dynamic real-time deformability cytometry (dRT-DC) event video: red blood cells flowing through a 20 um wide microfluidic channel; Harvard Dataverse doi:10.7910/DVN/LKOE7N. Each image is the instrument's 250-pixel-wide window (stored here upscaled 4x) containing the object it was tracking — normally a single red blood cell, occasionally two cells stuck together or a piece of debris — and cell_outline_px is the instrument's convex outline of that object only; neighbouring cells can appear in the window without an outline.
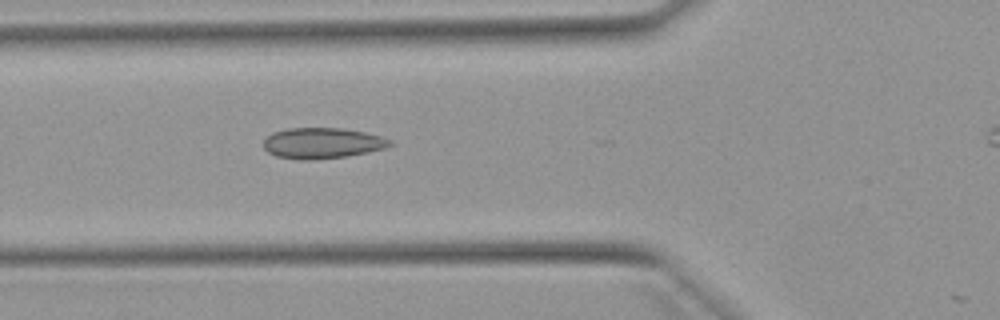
{"species": "Egyptian fruit bat (a non-hibernating species)", "species_latin": "Rousettus aegyptiacus", "temperature_condition": "warm", "stored_images_in_passage": 19, "camera_frame_rate_fps": 3000, "um_per_image_px": 0.085, "animal": {"sex": "female"}, "frame": {"image": 1, "passage_image": 18, "time_ms": 5.667, "image_size_px": [1000, 320], "cell_outline_px": [[392, 144], [384, 148], [368, 152], [348, 156], [312, 160], [300, 160], [276, 156], [268, 152], [264, 148], [264, 140], [272, 132], [288, 128], [340, 128], [364, 132], [380, 136], [392, 140]], "centroid_in_image_um": [27.37, 12.17], "position_along_channel_um": 98.4, "area_um2": 22.66}}